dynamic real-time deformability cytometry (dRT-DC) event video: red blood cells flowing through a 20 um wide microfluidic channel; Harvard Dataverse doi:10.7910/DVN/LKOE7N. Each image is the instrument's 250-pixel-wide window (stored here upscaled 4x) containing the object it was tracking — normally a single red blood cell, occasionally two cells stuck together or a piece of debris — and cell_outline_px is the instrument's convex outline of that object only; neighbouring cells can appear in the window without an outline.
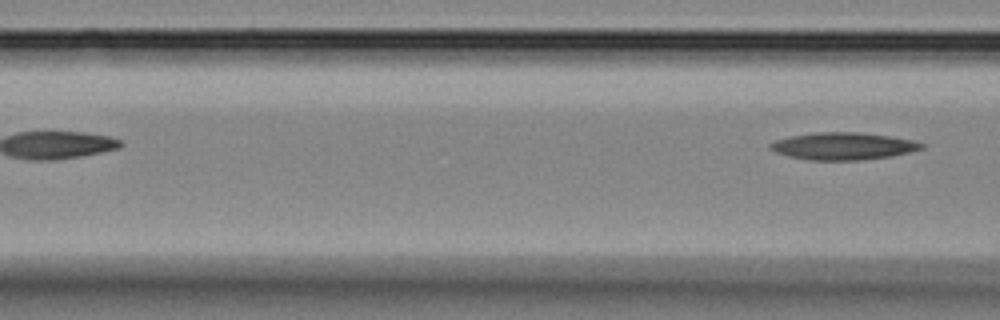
{"species": "Egyptian fruit bat (a non-hibernating species)", "species_latin": "Rousettus aegyptiacus", "temperature_condition": "room temperature", "stored_images_in_passage": 5, "segment_of_instrument_passage": [2, 2], "camera_frame_rate_fps": 3000, "um_per_image_px": 0.085, "animal": {"sex": "female"}, "frame": {"image": 1, "passage_image": 5, "time_ms": 4.667, "image_size_px": [1000, 320], "cell_outline_px": [[924, 148], [892, 156], [860, 160], [808, 160], [788, 156], [776, 152], [768, 148], [768, 144], [776, 140], [792, 136], [816, 132], [860, 132], [888, 136], [912, 140], [924, 144]], "centroid_in_image_um": [71.64, 12.42], "position_along_channel_um": 95.0, "area_um2": 23.93}}